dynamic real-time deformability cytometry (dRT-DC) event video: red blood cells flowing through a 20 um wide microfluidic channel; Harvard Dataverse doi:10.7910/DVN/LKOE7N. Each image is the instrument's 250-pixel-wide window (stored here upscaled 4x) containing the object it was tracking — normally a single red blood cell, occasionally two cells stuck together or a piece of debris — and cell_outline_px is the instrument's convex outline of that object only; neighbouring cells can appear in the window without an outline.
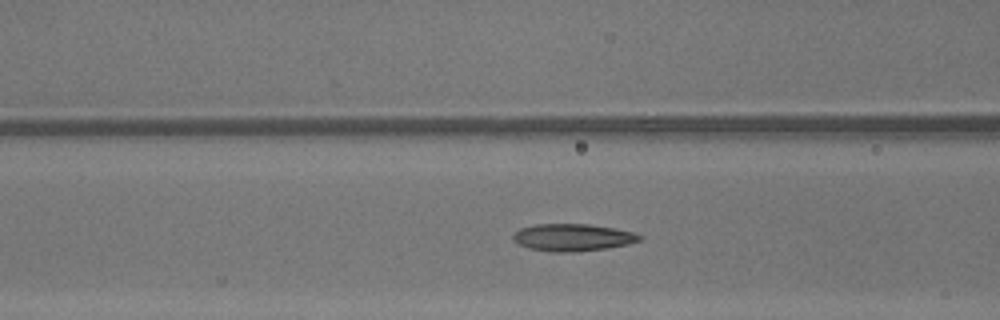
{"species": "common noctule bat (a hibernating species)", "species_latin": "Nyctalus noctula", "temperature_condition": "warm", "stored_images_in_passage": 42, "camera_frame_rate_fps": 3000, "um_per_image_px": 0.085, "animal": {"sex": "male", "body_mass_g": 13.3}, "frame": {"image": 1, "passage_image": 20, "time_ms": 6.333, "image_size_px": [1000, 320], "cell_outline_px": [[644, 236], [640, 240], [628, 244], [608, 248], [572, 252], [552, 252], [528, 248], [512, 240], [512, 236], [520, 228], [536, 224], [588, 224], [636, 232]], "centroid_in_image_um": [48.69, 20.18], "position_along_channel_um": 117.9, "area_um2": 20.11}}
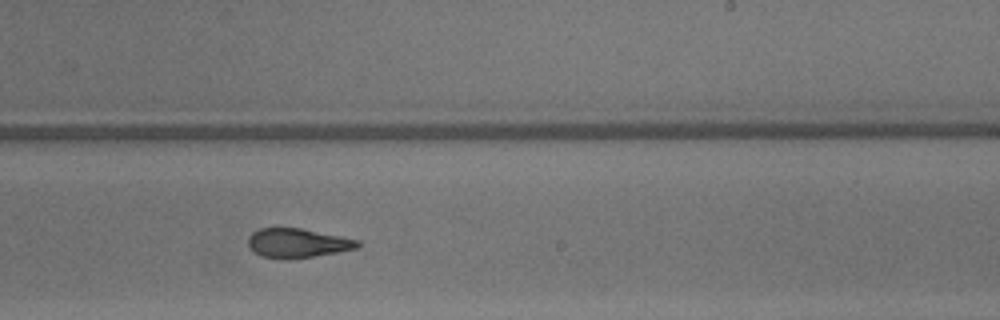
{"frame": {"image": 2, "passage_image": 30, "time_ms": 9.667, "image_size_px": [1000, 320], "cell_outline_px": [[360, 244], [356, 248], [336, 252], [288, 260], [264, 256], [256, 252], [248, 244], [248, 236], [252, 232], [260, 228], [300, 228], [360, 240]], "centroid_in_image_um": [25.28, 20.65], "position_along_channel_um": 263.7, "area_um2": 18.38}}
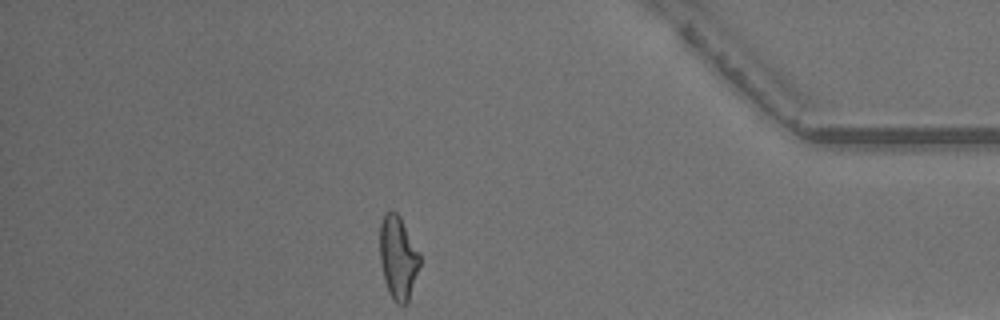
{"frame": {"image": 3, "passage_image": 42, "time_ms": 13.667, "image_size_px": [1000, 320], "cell_outline_px": [[420, 264], [408, 300], [404, 304], [396, 304], [392, 300], [388, 292], [384, 280], [380, 260], [380, 224], [384, 212], [396, 212], [400, 216], [420, 252]], "centroid_in_image_um": [33.83, 21.88], "position_along_channel_um": 401.4, "area_um2": 19.42}, "authors_computed_cell_mechanics": {"area_um2": 19.8254, "velocity_mm_per_s": 4.3781, "shape_relaxation_time_tau1_ms": 4.3323, "shape_relaxation_time_tau2_ms": 1.6199, "deformation_change_tau1": 0.1694, "deformation_change_tau2": 0.1103}}